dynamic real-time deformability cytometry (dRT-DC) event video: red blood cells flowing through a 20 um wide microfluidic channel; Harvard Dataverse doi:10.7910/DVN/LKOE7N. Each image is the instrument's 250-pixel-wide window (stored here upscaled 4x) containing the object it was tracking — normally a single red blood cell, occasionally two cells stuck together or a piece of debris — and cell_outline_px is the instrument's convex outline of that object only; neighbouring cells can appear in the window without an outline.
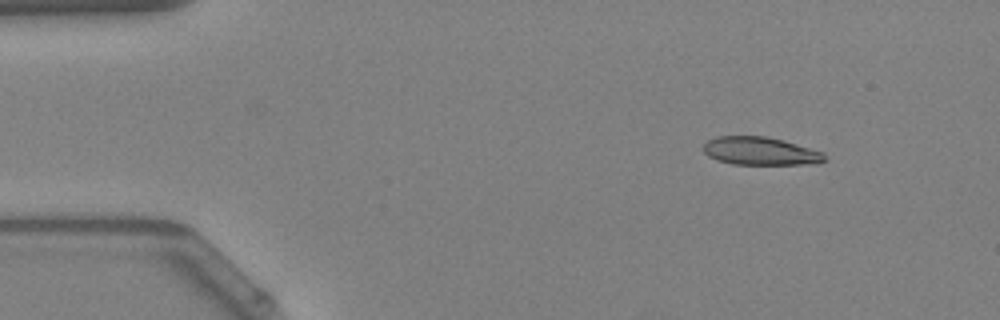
{"species": "Egyptian fruit bat (a non-hibernating species)", "species_latin": "Rousettus aegyptiacus", "temperature_condition": "warm", "stored_images_in_passage": 45, "camera_frame_rate_fps": 3000, "um_per_image_px": 0.085, "animal": {"sex": "female"}, "frame": {"image": 1, "passage_image": 1, "time_ms": 0.0, "image_size_px": [1000, 320], "cell_outline_px": [[824, 160], [800, 164], [732, 164], [716, 160], [708, 156], [704, 152], [704, 144], [708, 140], [716, 136], [764, 136], [784, 140], [824, 152]], "centroid_in_image_um": [64.56, 12.83], "position_along_channel_um": 20.4, "area_um2": 19.59}}
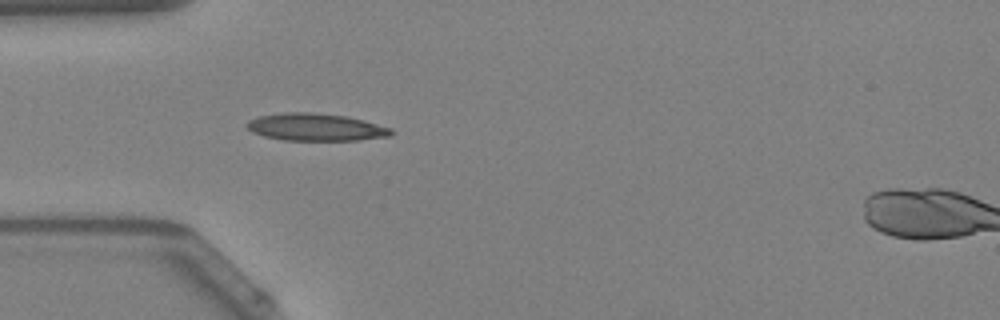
{"frame": {"image": 2, "passage_image": 10, "time_ms": 3.0, "image_size_px": [1000, 320], "cell_outline_px": [[396, 132], [392, 136], [356, 140], [284, 140], [264, 136], [252, 132], [248, 128], [248, 120], [260, 116], [284, 112], [312, 112], [344, 116], [364, 120], [392, 128]], "centroid_in_image_um": [26.89, 10.81], "position_along_channel_um": 58.1, "area_um2": 23.0}}
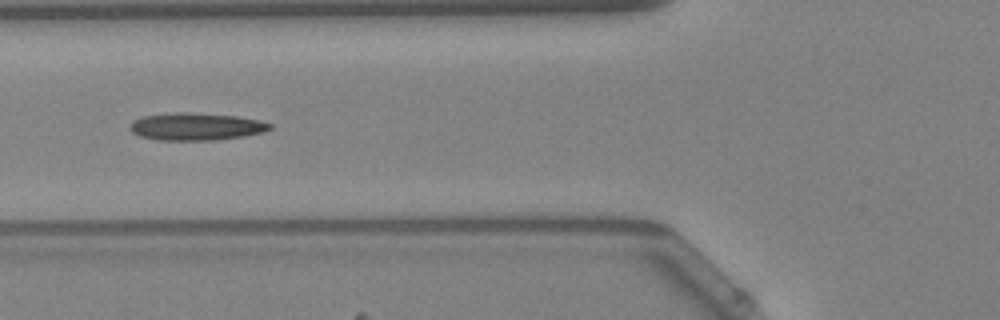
{"frame": {"image": 3, "passage_image": 14, "time_ms": 4.333, "image_size_px": [1000, 320], "cell_outline_px": [[272, 128], [264, 132], [244, 136], [212, 140], [156, 140], [140, 136], [132, 132], [128, 128], [132, 120], [144, 116], [172, 112], [188, 112], [236, 116], [260, 120], [272, 124]], "centroid_in_image_um": [16.64, 10.75], "position_along_channel_um": 109.2, "area_um2": 22.48}}